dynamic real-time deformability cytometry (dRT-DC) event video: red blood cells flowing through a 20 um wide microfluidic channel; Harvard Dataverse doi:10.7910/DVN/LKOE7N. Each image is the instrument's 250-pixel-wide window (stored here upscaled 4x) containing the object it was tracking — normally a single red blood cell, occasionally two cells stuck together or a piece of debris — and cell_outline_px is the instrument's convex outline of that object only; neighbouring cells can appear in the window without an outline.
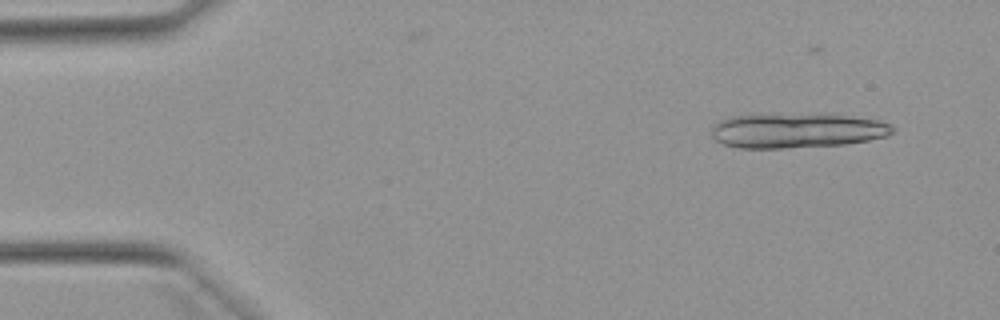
{"species": "Egyptian fruit bat (a non-hibernating species)", "species_latin": "Rousettus aegyptiacus", "temperature_condition": "warm", "stored_images_in_passage": 16, "camera_frame_rate_fps": 3000, "um_per_image_px": 0.085, "animal": {"sex": "female"}, "frame": {"image": 1, "passage_image": 6, "time_ms": 1.667, "image_size_px": [1000, 320], "cell_outline_px": [[892, 132], [888, 136], [868, 140], [844, 144], [784, 148], [740, 148], [724, 144], [716, 140], [712, 136], [712, 128], [720, 120], [728, 116], [844, 116], [880, 120], [892, 124]], "centroid_in_image_um": [67.73, 11.14], "position_along_channel_um": 17.3, "area_um2": 35.37}}